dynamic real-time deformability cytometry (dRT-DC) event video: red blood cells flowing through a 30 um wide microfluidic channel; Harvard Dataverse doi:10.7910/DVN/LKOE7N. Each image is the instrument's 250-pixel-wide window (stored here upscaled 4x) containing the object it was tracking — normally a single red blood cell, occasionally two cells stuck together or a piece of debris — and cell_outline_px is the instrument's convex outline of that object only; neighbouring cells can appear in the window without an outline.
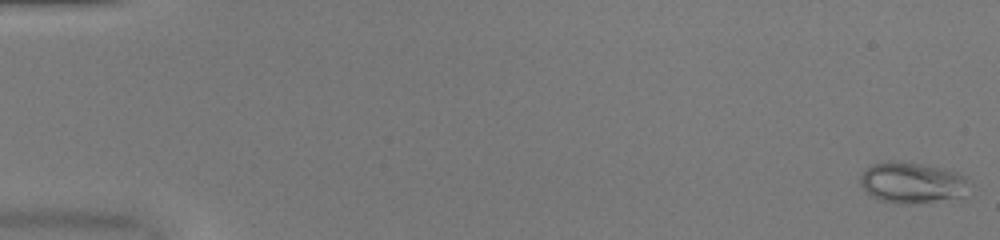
{"species": "common noctule bat (a hibernating species)", "species_latin": "Nyctalus noctula", "temperature_condition": "warm", "stored_images_in_passage": 52, "camera_frame_rate_fps": 3000, "um_per_image_px": 0.085, "animal": {"sex": "female", "body_mass_g": 20.0, "forearm_length_mm": 54.0}, "frame": {"image": 1, "passage_image": 1, "time_ms": 0.0, "image_size_px": [1000, 240], "cell_outline_px": [[964, 200], [908, 204], [900, 204], [880, 200], [872, 196], [860, 184], [860, 176], [864, 168], [872, 164], [888, 160], [900, 160], [944, 168], [956, 172], [964, 176]], "centroid_in_image_um": [77.51, 15.54], "position_along_channel_um": 7.5, "area_um2": 26.53}}
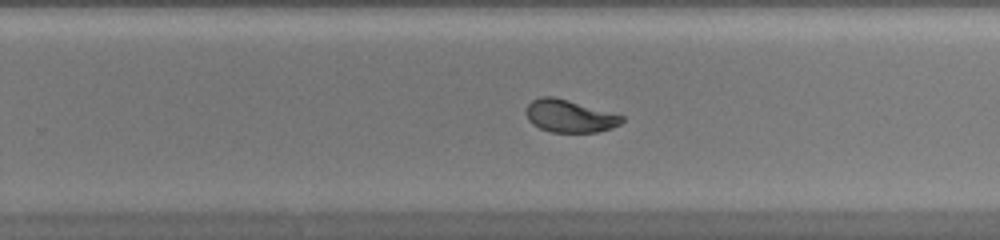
{"frame": {"image": 2, "passage_image": 34, "time_ms": 11.0, "image_size_px": [1000, 240], "cell_outline_px": [[624, 120], [620, 124], [612, 128], [596, 132], [552, 132], [540, 128], [532, 124], [528, 120], [524, 112], [528, 104], [532, 100], [540, 96], [552, 96], [568, 100], [624, 116]], "centroid_in_image_um": [48.38, 9.86], "position_along_channel_um": 281.4, "area_um2": 18.15}}
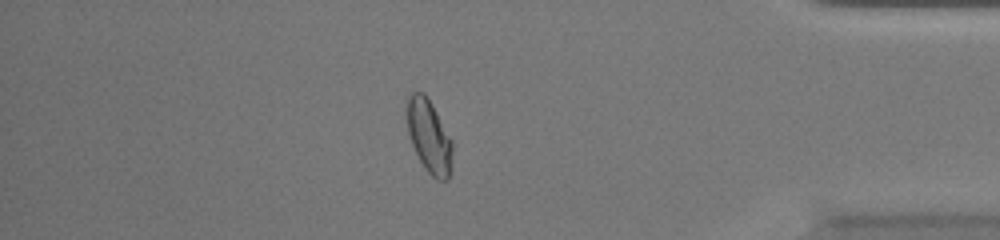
{"frame": {"image": 3, "passage_image": 45, "time_ms": 14.667, "image_size_px": [1000, 240], "cell_outline_px": [[452, 168], [448, 180], [436, 180], [424, 168], [412, 144], [408, 132], [404, 108], [408, 92], [424, 92], [432, 104], [452, 140]], "centroid_in_image_um": [36.44, 11.55], "position_along_channel_um": 398.8, "area_um2": 19.88}, "authors_computed_cell_mechanics": {"area_um2": 19.8543, "velocity_mm_per_s": 4.0486, "shape_relaxation_time_tau1_ms": 3.816, "shape_relaxation_time_tau2_ms": 0.6073, "deformation_change_tau1": 0.1779, "deformation_change_tau2": 0.046}}